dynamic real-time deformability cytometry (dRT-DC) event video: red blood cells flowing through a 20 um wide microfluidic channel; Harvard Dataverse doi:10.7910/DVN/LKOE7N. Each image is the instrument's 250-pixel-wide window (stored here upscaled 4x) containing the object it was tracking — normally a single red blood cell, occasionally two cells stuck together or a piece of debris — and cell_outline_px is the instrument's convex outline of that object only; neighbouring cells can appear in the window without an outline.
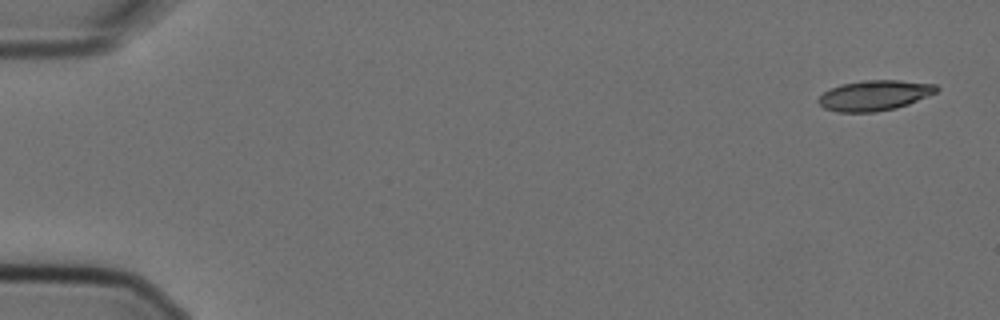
{"species": "Egyptian fruit bat (a non-hibernating species)", "species_latin": "Rousettus aegyptiacus", "temperature_condition": "cold", "stored_images_in_passage": 5, "camera_frame_rate_fps": 3000, "um_per_image_px": 0.085, "animal": {"sex": "female"}, "frame": {"image": 1, "passage_image": 1, "time_ms": 0.0, "image_size_px": [1000, 320], "cell_outline_px": [[940, 88], [936, 92], [908, 104], [896, 108], [876, 112], [836, 112], [824, 108], [816, 100], [824, 92], [840, 84], [860, 80], [900, 80], [936, 84]], "centroid_in_image_um": [74.32, 8.1], "position_along_channel_um": 10.7, "area_um2": 20.92}}
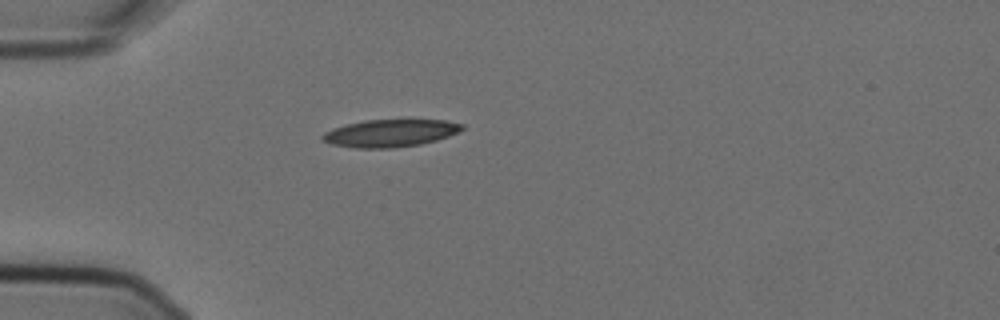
{"frame": {"image": 2, "passage_image": 5, "time_ms": 1.333, "image_size_px": [1000, 320], "cell_outline_px": [[464, 128], [460, 132], [436, 140], [420, 144], [392, 148], [356, 148], [332, 144], [324, 140], [320, 136], [324, 132], [332, 128], [364, 120], [444, 120], [464, 124]], "centroid_in_image_um": [33.18, 11.31], "position_along_channel_um": 51.8, "area_um2": 22.25}}